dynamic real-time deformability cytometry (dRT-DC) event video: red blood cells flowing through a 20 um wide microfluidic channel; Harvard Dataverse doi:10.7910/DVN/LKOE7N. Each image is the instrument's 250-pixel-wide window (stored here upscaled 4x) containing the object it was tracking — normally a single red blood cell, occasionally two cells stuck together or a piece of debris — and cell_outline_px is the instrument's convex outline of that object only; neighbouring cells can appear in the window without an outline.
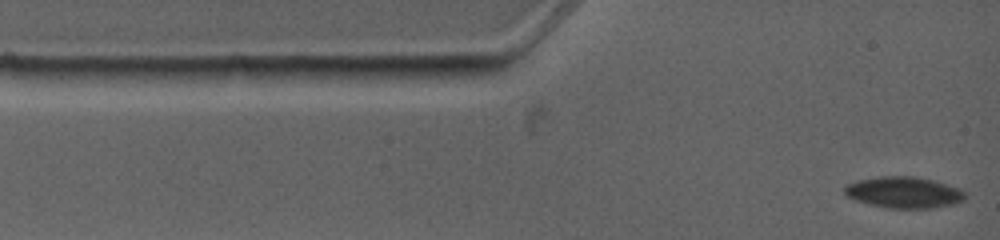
{"species": "common noctule bat (a hibernating species)", "species_latin": "Nyctalus noctula", "temperature_condition": "warm", "stored_images_in_passage": 4, "camera_frame_rate_fps": 4500, "um_per_image_px": 0.085, "animal": {"sex": "female", "body_mass_g": 19.0, "forearm_length_mm": 53.3}, "frame": {"image": 1, "passage_image": 1, "time_ms": 0.0, "image_size_px": [1000, 240], "cell_outline_px": [[964, 200], [948, 204], [928, 208], [884, 208], [868, 204], [856, 200], [848, 196], [844, 192], [844, 188], [848, 184], [860, 180], [880, 176], [912, 176], [932, 180], [960, 188], [964, 192]], "centroid_in_image_um": [76.79, 16.35], "position_along_channel_um": 8.2, "area_um2": 21.62}}
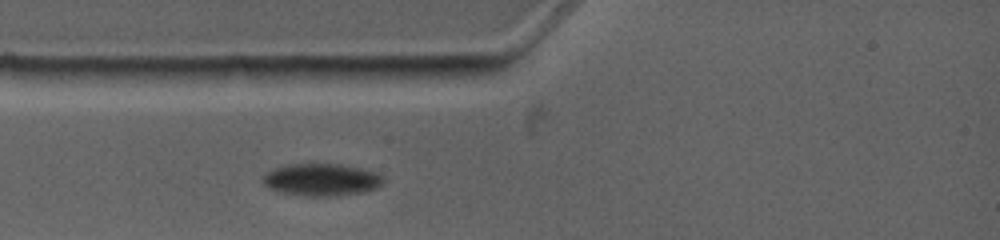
{"frame": {"image": 2, "passage_image": 4, "time_ms": 2.444, "image_size_px": [1000, 240], "cell_outline_px": [[384, 180], [376, 188], [360, 192], [340, 196], [304, 196], [280, 192], [268, 188], [260, 180], [268, 172], [276, 168], [288, 164], [340, 164], [376, 172], [384, 176]], "centroid_in_image_um": [27.31, 15.28], "position_along_channel_um": 57.7, "area_um2": 22.6}}